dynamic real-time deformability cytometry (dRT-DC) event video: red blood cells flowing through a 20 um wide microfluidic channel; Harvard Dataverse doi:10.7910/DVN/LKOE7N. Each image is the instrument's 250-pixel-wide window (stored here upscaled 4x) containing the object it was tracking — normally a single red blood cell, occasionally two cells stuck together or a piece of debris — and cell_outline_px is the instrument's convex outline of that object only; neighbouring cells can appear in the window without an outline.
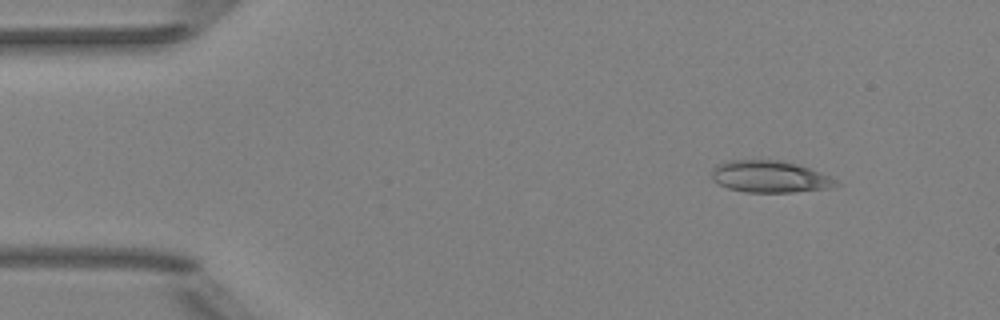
{"species": "Egyptian fruit bat (a non-hibernating species)", "species_latin": "Rousettus aegyptiacus", "temperature_condition": "room temperature", "stored_images_in_passage": 3, "camera_frame_rate_fps": 3000, "um_per_image_px": 0.085, "animal": {"sex": "female"}, "frame": {"image": 1, "passage_image": 1, "time_ms": 0.0, "image_size_px": [1000, 320], "cell_outline_px": [[844, 184], [832, 188], [792, 192], [744, 192], [728, 188], [712, 180], [712, 168], [716, 164], [728, 160], [780, 160], [796, 164], [832, 176]], "centroid_in_image_um": [65.48, 15.02], "position_along_channel_um": 19.5, "area_um2": 23.35}}
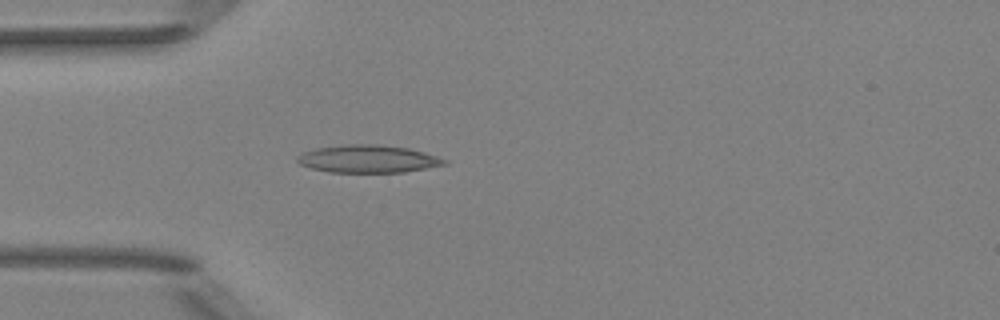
{"frame": {"image": 2, "passage_image": 3, "time_ms": 3.0, "image_size_px": [1000, 320], "cell_outline_px": [[448, 164], [404, 172], [328, 172], [312, 168], [300, 164], [296, 160], [296, 156], [300, 152], [316, 148], [348, 144], [376, 144], [408, 148], [424, 152], [448, 160]], "centroid_in_image_um": [31.26, 13.5], "position_along_channel_um": 53.7, "area_um2": 23.76}}